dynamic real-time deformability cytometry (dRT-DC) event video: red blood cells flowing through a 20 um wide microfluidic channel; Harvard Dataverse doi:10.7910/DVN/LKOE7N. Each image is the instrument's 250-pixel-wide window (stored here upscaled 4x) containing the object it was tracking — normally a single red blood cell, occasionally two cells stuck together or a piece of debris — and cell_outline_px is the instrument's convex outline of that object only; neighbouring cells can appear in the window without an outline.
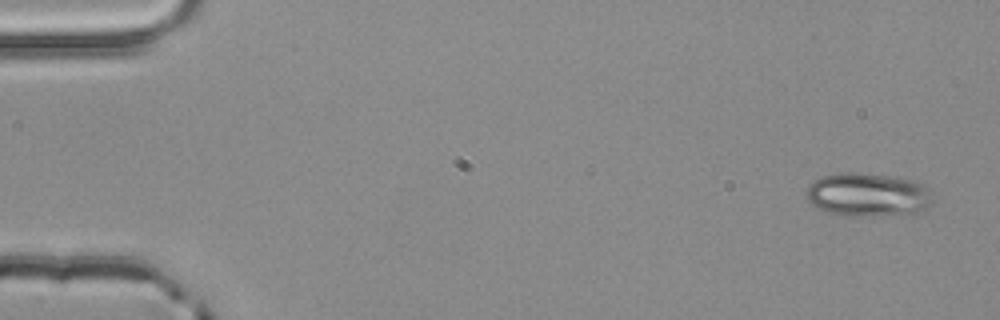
{"species": "common noctule bat (a hibernating species)", "species_latin": "Nyctalus noctula", "temperature_condition": "room temperature", "stored_images_in_passage": 4, "camera_frame_rate_fps": 3000, "um_per_image_px": 0.085, "animal": {"sex": "male", "body_mass_g": 20.4}, "frame": {"image": 1, "passage_image": 1, "time_ms": 0.0, "image_size_px": [1000, 320], "cell_outline_px": [[932, 204], [920, 212], [912, 216], [848, 216], [828, 212], [816, 208], [808, 200], [808, 188], [812, 180], [820, 176], [840, 172], [860, 172], [916, 180], [924, 184], [932, 200]], "centroid_in_image_um": [73.8, 16.57], "position_along_channel_um": 11.2, "area_um2": 32.77}}